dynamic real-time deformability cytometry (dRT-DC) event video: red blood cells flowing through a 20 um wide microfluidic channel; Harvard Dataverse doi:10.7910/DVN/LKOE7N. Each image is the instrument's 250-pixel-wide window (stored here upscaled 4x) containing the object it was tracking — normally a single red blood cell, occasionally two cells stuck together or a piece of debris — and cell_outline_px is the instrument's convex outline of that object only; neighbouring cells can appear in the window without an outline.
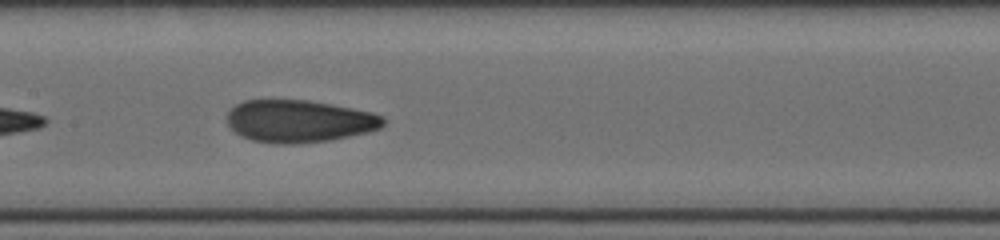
{"species": "human", "species_latin": "Homo sapiens", "temperature_condition": "cold", "stored_images_in_passage": 13, "camera_frame_rate_fps": 3000, "um_per_image_px": 0.085, "donor": {"sex": "female"}, "frame": {"image": 1, "passage_image": 10, "time_ms": 7.333, "image_size_px": [1000, 240], "cell_outline_px": [[388, 120], [380, 128], [368, 132], [332, 140], [292, 144], [284, 144], [252, 140], [236, 132], [228, 124], [228, 112], [236, 104], [244, 100], [308, 100], [332, 104], [372, 112], [384, 116]], "centroid_in_image_um": [25.49, 10.29], "position_along_channel_um": 181.9, "area_um2": 38.55}}
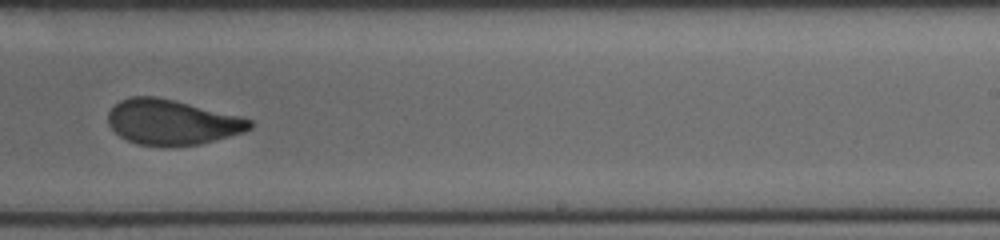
{"frame": {"image": 2, "passage_image": 13, "time_ms": 9.667, "image_size_px": [1000, 240], "cell_outline_px": [[252, 128], [244, 132], [200, 144], [168, 148], [164, 148], [136, 144], [120, 136], [108, 124], [108, 112], [120, 100], [128, 96], [156, 96], [244, 116], [252, 120]], "centroid_in_image_um": [14.63, 10.4], "position_along_channel_um": 274.4, "area_um2": 37.92}}